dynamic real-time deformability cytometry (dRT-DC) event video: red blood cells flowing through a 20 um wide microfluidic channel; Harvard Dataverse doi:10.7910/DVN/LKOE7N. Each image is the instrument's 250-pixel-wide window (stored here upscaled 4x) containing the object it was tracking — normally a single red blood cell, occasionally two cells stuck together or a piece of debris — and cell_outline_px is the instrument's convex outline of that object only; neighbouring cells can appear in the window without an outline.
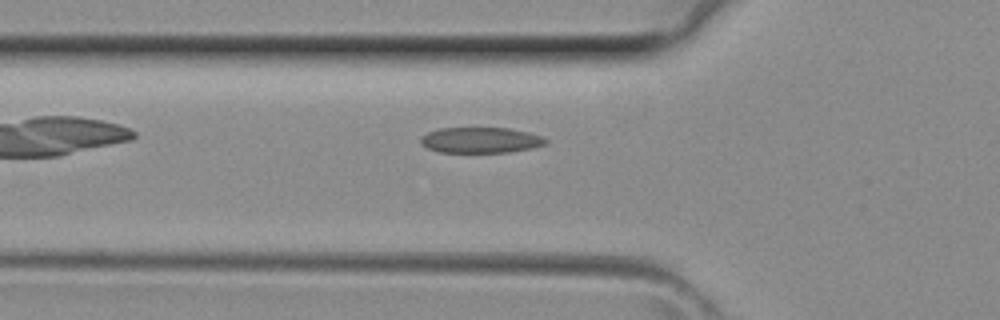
{"species": "common noctule bat (a hibernating species)", "species_latin": "Nyctalus noctula", "temperature_condition": "room temperature", "stored_images_in_passage": 4, "camera_frame_rate_fps": 3000, "um_per_image_px": 0.085, "animal": {"sex": "female", "body_mass_g": 29.2, "forearm_length_mm": 56.3}, "frame": {"image": 1, "passage_image": 4, "time_ms": 1.0, "image_size_px": [1000, 320], "cell_outline_px": [[548, 140], [544, 144], [532, 148], [508, 152], [440, 152], [428, 148], [420, 144], [420, 140], [428, 132], [440, 128], [508, 128], [528, 132], [540, 136]], "centroid_in_image_um": [40.84, 11.91], "position_along_channel_um": 85.0, "area_um2": 18.5}}